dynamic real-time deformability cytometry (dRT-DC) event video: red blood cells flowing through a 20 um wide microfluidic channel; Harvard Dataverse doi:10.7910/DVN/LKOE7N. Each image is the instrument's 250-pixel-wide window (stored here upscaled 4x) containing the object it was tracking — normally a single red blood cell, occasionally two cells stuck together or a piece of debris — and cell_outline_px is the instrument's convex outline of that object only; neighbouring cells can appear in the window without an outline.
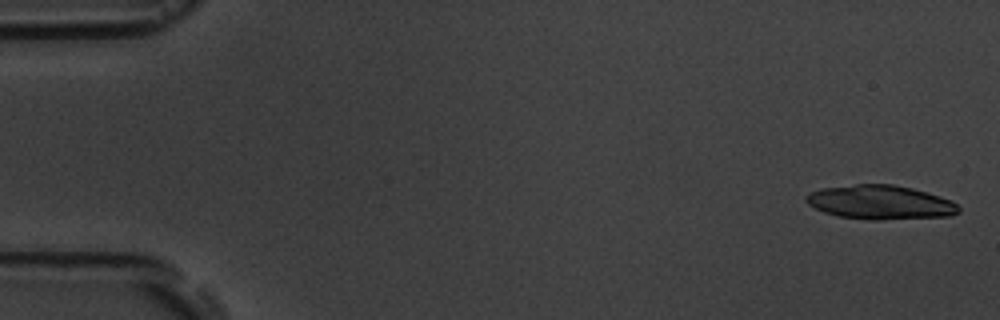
{"species": "common noctule bat (a hibernating species)", "species_latin": "Nyctalus noctula", "temperature_condition": "room temperature", "stored_images_in_passage": 6, "camera_frame_rate_fps": 3000, "um_per_image_px": 0.085, "animal": {"sex": "male", "body_mass_g": 19.5, "forearm_length_mm": 54.6}, "frame": {"image": 1, "passage_image": 1, "time_ms": 0.0, "image_size_px": [1000, 320], "cell_outline_px": [[960, 212], [948, 216], [880, 220], [868, 220], [836, 216], [824, 212], [808, 204], [804, 200], [804, 196], [812, 192], [824, 188], [856, 184], [892, 184], [912, 188], [948, 200], [956, 204], [960, 208]], "centroid_in_image_um": [74.78, 17.21], "position_along_channel_um": 10.2, "area_um2": 30.06}}
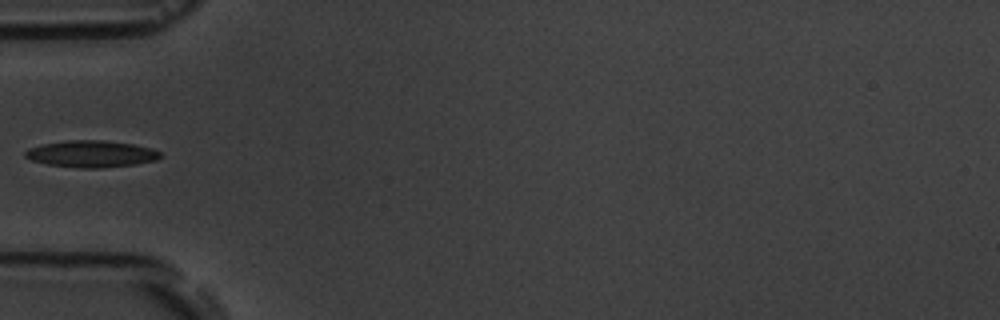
{"frame": {"image": 2, "passage_image": 5, "time_ms": 5.667, "image_size_px": [1000, 320], "cell_outline_px": [[164, 156], [156, 160], [136, 164], [100, 168], [80, 168], [48, 164], [32, 160], [24, 156], [24, 152], [28, 148], [44, 144], [64, 140], [104, 140], [132, 144], [152, 148], [160, 152]], "centroid_in_image_um": [7.78, 13.08], "position_along_channel_um": 77.2, "area_um2": 21.1}}
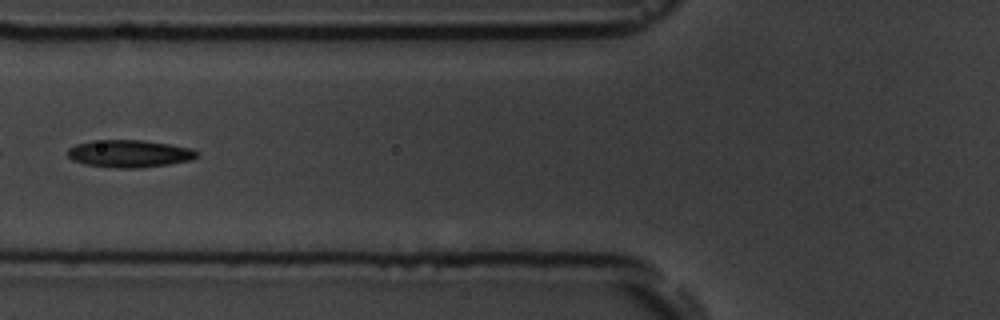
{"frame": {"image": 3, "passage_image": 6, "time_ms": 6.667, "image_size_px": [1000, 320], "cell_outline_px": [[196, 156], [192, 160], [168, 164], [140, 168], [116, 168], [84, 164], [72, 160], [68, 156], [68, 148], [76, 144], [92, 140], [144, 140], [192, 148], [196, 152]], "centroid_in_image_um": [10.96, 13.06], "position_along_channel_um": 114.8, "area_um2": 20.63}}